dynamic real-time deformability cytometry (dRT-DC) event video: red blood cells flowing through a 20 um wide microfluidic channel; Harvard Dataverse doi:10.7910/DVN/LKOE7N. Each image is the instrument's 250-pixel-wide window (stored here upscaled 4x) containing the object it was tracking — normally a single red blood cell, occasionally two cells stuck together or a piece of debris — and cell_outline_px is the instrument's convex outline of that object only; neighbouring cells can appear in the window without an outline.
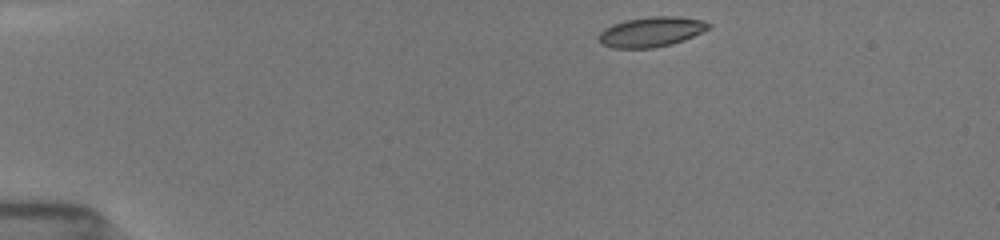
{"species": "common noctule bat (a hibernating species)", "species_latin": "Nyctalus noctula", "temperature_condition": "room temperature", "stored_images_in_passage": 44, "camera_frame_rate_fps": 3000, "um_per_image_px": 0.085, "animal": {"sex": "female", "body_mass_g": 19.5, "forearm_length_mm": 54.1}, "frame": {"image": 1, "passage_image": 1, "time_ms": 0.0, "image_size_px": [1000, 240], "cell_outline_px": [[712, 28], [684, 40], [672, 44], [652, 48], [612, 48], [600, 44], [596, 40], [596, 36], [604, 28], [612, 24], [624, 20], [648, 16], [676, 16], [704, 20], [712, 24]], "centroid_in_image_um": [55.33, 2.7], "position_along_channel_um": 29.7, "area_um2": 19.71}}
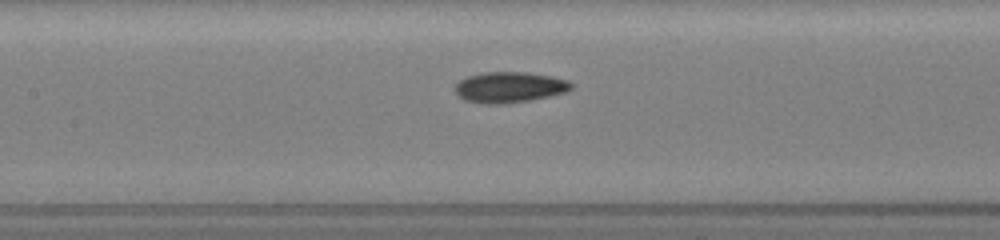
{"frame": {"image": 2, "passage_image": 17, "time_ms": 5.333, "image_size_px": [1000, 240], "cell_outline_px": [[572, 88], [568, 92], [532, 100], [504, 104], [484, 104], [464, 100], [452, 88], [460, 80], [468, 76], [480, 72], [528, 72], [568, 80], [572, 84]], "centroid_in_image_um": [43.29, 7.42], "position_along_channel_um": 164.1, "area_um2": 21.04}}
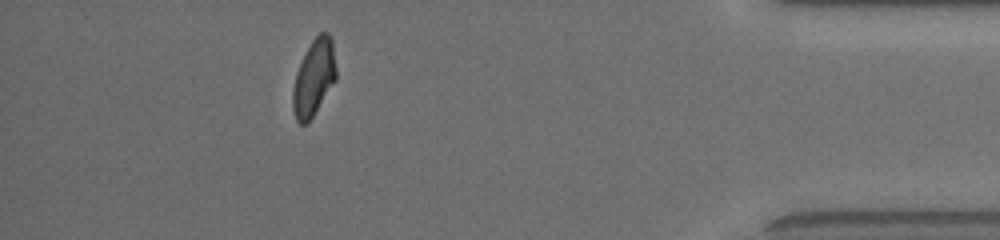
{"frame": {"image": 3, "passage_image": 39, "time_ms": 12.667, "image_size_px": [1000, 240], "cell_outline_px": [[336, 80], [308, 124], [300, 124], [296, 120], [292, 108], [292, 88], [296, 72], [312, 40], [320, 32], [328, 32], [332, 40], [336, 68]], "centroid_in_image_um": [26.67, 6.64], "position_along_channel_um": 408.5, "area_um2": 19.31}, "authors_computed_cell_mechanics": {"area_um2": 19.7676, "velocity_mm_per_s": 3.9211, "shape_relaxation_time_tau1_ms": 3.2334, "shape_relaxation_time_tau2_ms": 2.8199, "deformation_change_tau1": 0.1373, "deformation_change_tau2": 0.0904}}